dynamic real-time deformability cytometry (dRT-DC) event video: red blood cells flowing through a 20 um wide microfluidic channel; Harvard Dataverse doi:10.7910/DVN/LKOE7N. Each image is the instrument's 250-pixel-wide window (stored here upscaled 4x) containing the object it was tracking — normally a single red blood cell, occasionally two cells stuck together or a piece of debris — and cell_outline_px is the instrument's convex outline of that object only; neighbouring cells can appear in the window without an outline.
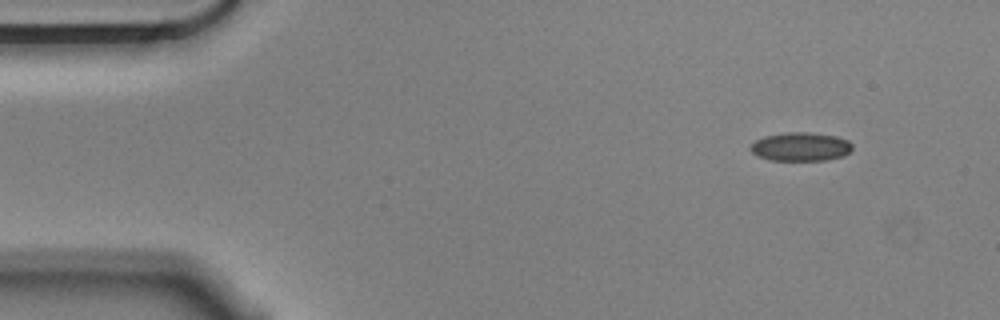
{"species": "Egyptian fruit bat (a non-hibernating species)", "species_latin": "Rousettus aegyptiacus", "temperature_condition": "cold", "stored_images_in_passage": 51, "camera_frame_rate_fps": 3000, "um_per_image_px": 0.085, "animal": {"sex": "male"}, "frame": {"image": 1, "passage_image": 1, "time_ms": 0.0, "image_size_px": [1000, 320], "cell_outline_px": [[852, 148], [844, 156], [828, 160], [768, 160], [756, 156], [748, 148], [756, 140], [764, 136], [788, 132], [808, 132], [836, 136], [848, 140], [852, 144]], "centroid_in_image_um": [68.04, 12.47], "position_along_channel_um": 17.0, "area_um2": 17.11}}
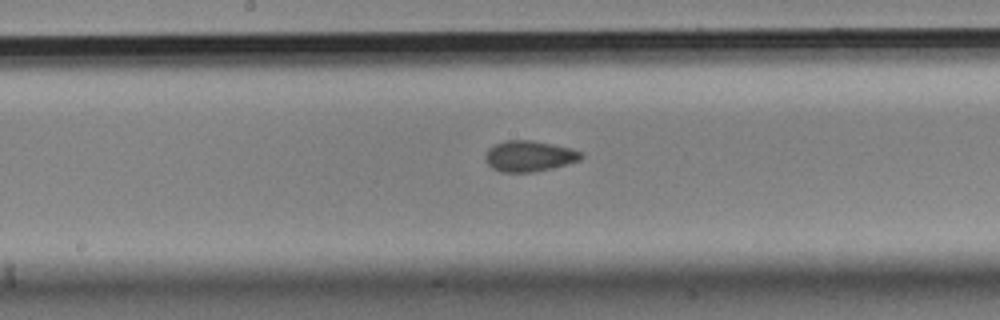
{"frame": {"image": 2, "passage_image": 24, "time_ms": 7.667, "image_size_px": [1000, 320], "cell_outline_px": [[584, 156], [580, 160], [568, 164], [536, 172], [500, 172], [492, 168], [484, 160], [484, 156], [488, 148], [504, 140], [532, 140], [572, 148], [584, 152]], "centroid_in_image_um": [44.99, 13.27], "position_along_channel_um": 203.2, "area_um2": 17.51}}
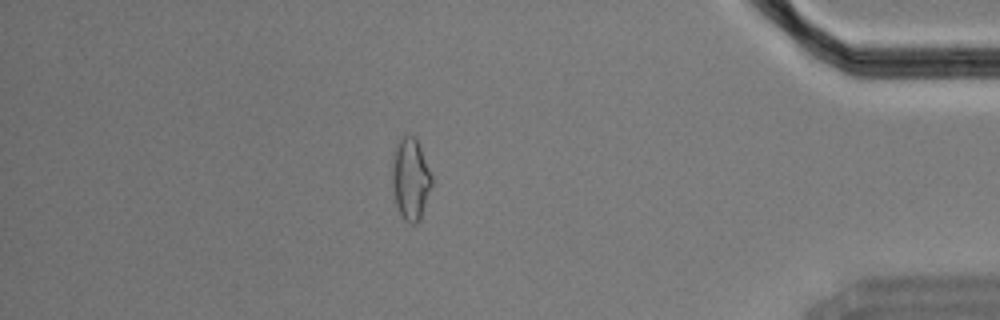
{"frame": {"image": 3, "passage_image": 44, "time_ms": 14.333, "image_size_px": [1000, 320], "cell_outline_px": [[432, 184], [420, 220], [416, 224], [412, 224], [404, 220], [400, 216], [396, 204], [392, 184], [392, 164], [396, 144], [404, 132], [416, 136], [420, 144], [432, 176]], "centroid_in_image_um": [34.9, 15.17], "position_along_channel_um": 400.3, "area_um2": 19.25}, "authors_computed_cell_mechanics": {"area_um2": 17.1088, "velocity_mm_per_s": 3.5644, "shape_relaxation_time_tau1_ms": null, "shape_relaxation_time_tau2_ms": 1.7727, "deformation_change_tau1": null, "deformation_change_tau2": 0.0697}}